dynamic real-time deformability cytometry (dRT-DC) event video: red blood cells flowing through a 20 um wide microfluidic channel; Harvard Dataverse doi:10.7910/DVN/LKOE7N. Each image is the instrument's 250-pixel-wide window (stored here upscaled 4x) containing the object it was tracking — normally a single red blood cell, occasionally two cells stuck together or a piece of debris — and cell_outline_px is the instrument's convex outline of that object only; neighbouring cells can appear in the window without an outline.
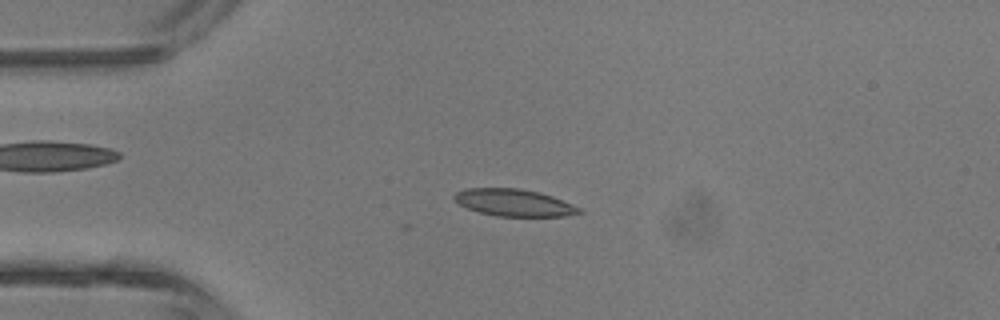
{"species": "common noctule bat (a hibernating species)", "species_latin": "Nyctalus noctula", "temperature_condition": "room temperature", "stored_images_in_passage": 4, "camera_frame_rate_fps": 3000, "um_per_image_px": 0.085, "animal": {"sex": "male", "body_mass_g": 13.3}, "frame": {"image": 1, "passage_image": 3, "time_ms": 2.333, "image_size_px": [1000, 320], "cell_outline_px": [[584, 212], [564, 216], [496, 216], [480, 212], [468, 208], [460, 204], [452, 196], [456, 192], [464, 188], [520, 188], [540, 192], [552, 196], [572, 204], [580, 208]], "centroid_in_image_um": [43.69, 17.22], "position_along_channel_um": 41.3, "area_um2": 19.65}}
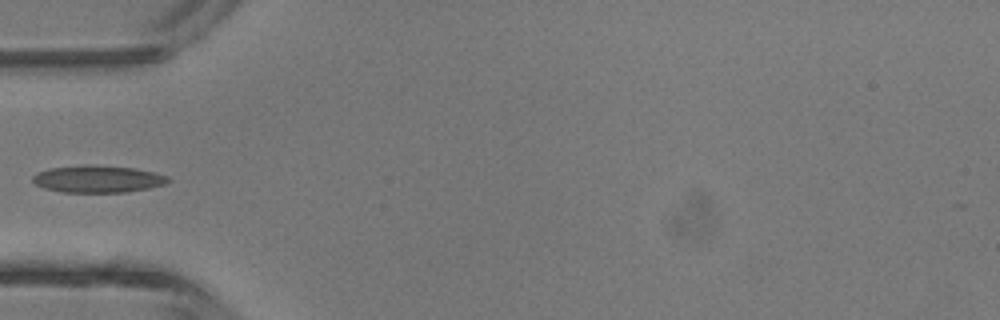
{"frame": {"image": 2, "passage_image": 4, "time_ms": 3.667, "image_size_px": [1000, 320], "cell_outline_px": [[172, 180], [164, 184], [148, 188], [124, 192], [64, 192], [44, 188], [36, 184], [32, 180], [32, 176], [36, 172], [48, 168], [84, 164], [92, 164], [136, 168], [168, 176]], "centroid_in_image_um": [8.29, 15.19], "position_along_channel_um": 76.7, "area_um2": 21.56}}